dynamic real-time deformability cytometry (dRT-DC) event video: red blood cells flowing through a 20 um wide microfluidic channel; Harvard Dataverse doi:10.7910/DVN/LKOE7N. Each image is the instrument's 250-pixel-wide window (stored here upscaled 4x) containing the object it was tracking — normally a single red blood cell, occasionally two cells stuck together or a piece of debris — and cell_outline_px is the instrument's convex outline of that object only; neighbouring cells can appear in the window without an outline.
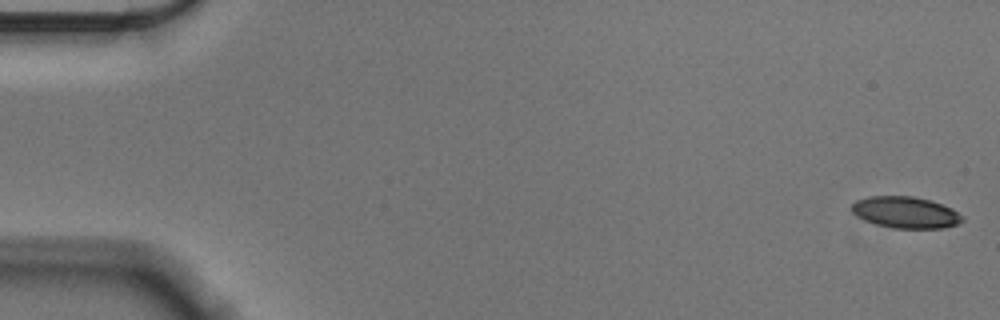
{"species": "Egyptian fruit bat (a non-hibernating species)", "species_latin": "Rousettus aegyptiacus", "temperature_condition": "cold", "stored_images_in_passage": 52, "camera_frame_rate_fps": 3000, "um_per_image_px": 0.085, "animal": {"sex": "male"}, "frame": {"image": 1, "passage_image": 1, "time_ms": 0.0, "image_size_px": [1000, 320], "cell_outline_px": [[964, 220], [956, 224], [944, 228], [892, 228], [876, 224], [864, 220], [856, 216], [852, 212], [852, 204], [856, 200], [868, 196], [912, 196], [932, 200], [952, 208], [964, 216]], "centroid_in_image_um": [76.98, 18.05], "position_along_channel_um": 8.0, "area_um2": 20.46}}
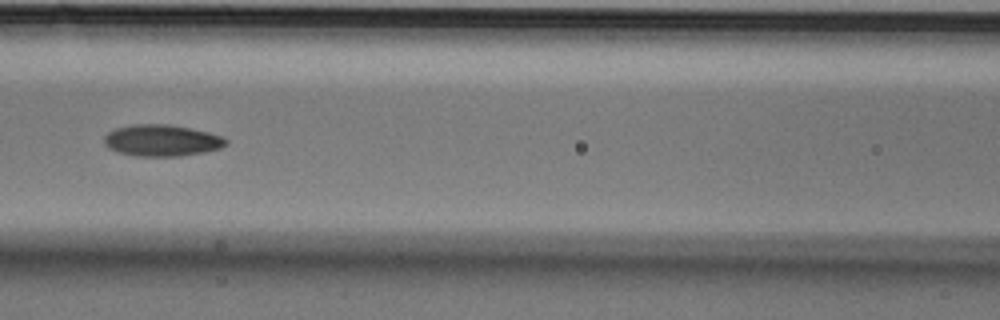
{"frame": {"image": 2, "passage_image": 25, "time_ms": 8.0, "image_size_px": [1000, 320], "cell_outline_px": [[228, 144], [220, 148], [204, 152], [180, 156], [136, 156], [120, 152], [108, 148], [104, 144], [104, 136], [108, 132], [116, 128], [132, 124], [168, 124], [208, 132], [220, 136], [228, 140]], "centroid_in_image_um": [13.74, 11.94], "position_along_channel_um": 152.9, "area_um2": 22.31}}
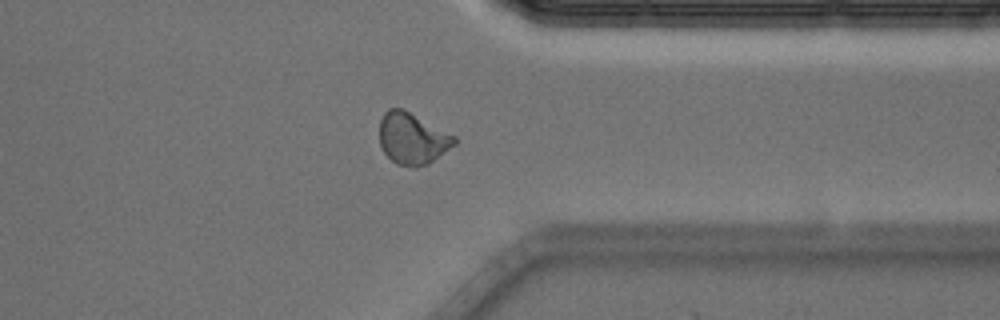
{"frame": {"image": 3, "passage_image": 44, "time_ms": 14.333, "image_size_px": [1000, 320], "cell_outline_px": [[456, 144], [428, 164], [416, 168], [412, 168], [396, 164], [380, 148], [380, 120], [384, 112], [388, 108], [404, 108], [456, 136]], "centroid_in_image_um": [35.05, 11.77], "position_along_channel_um": 376.4, "area_um2": 22.77}}